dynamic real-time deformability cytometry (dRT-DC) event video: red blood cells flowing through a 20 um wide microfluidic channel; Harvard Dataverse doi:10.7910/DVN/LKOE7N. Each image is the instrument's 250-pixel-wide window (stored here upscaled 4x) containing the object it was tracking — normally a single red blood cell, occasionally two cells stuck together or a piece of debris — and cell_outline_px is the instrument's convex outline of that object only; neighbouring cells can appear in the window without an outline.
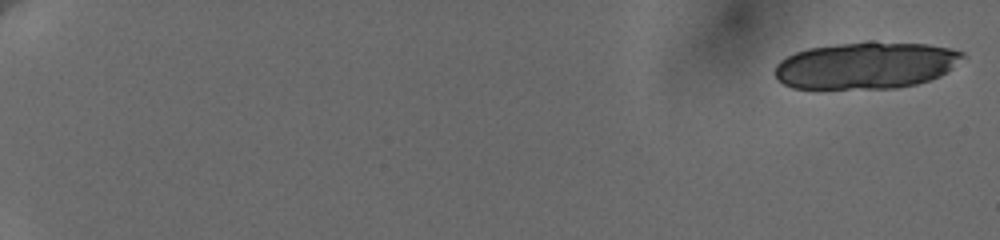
{"species": "human", "species_latin": "Homo sapiens", "temperature_condition": "cold", "stored_images_in_passage": 22, "segment_of_instrument_passage": [1, 2], "camera_frame_rate_fps": 3000, "um_per_image_px": 0.085, "donor": {"sex": "female"}, "frame": {"image": 1, "passage_image": 1, "time_ms": 0.0, "image_size_px": [1000, 240], "cell_outline_px": [[968, 56], [952, 68], [940, 76], [916, 84], [896, 88], [792, 88], [784, 84], [776, 76], [776, 64], [780, 60], [796, 52], [808, 48], [868, 40], [872, 40], [928, 44], [948, 48], [964, 52]], "centroid_in_image_um": [73.66, 5.53], "position_along_channel_um": 11.3, "area_um2": 51.62}}
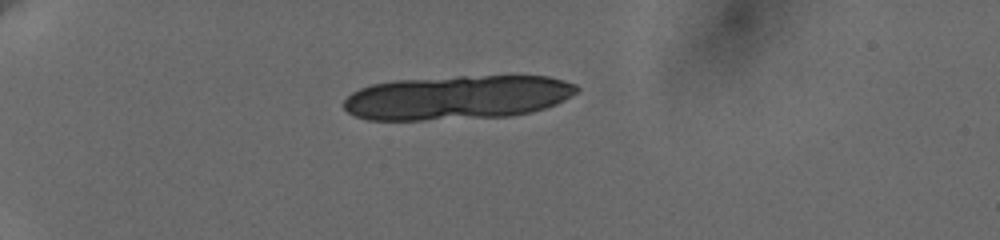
{"frame": {"image": 2, "passage_image": 8, "time_ms": 5.333, "image_size_px": [1000, 240], "cell_outline_px": [[580, 88], [576, 92], [564, 100], [556, 104], [532, 112], [512, 116], [424, 120], [368, 120], [356, 116], [348, 112], [344, 108], [344, 100], [352, 92], [360, 88], [372, 84], [392, 80], [456, 76], [548, 76], [564, 80], [576, 84]], "centroid_in_image_um": [38.87, 8.28], "position_along_channel_um": 46.1, "area_um2": 60.34}}